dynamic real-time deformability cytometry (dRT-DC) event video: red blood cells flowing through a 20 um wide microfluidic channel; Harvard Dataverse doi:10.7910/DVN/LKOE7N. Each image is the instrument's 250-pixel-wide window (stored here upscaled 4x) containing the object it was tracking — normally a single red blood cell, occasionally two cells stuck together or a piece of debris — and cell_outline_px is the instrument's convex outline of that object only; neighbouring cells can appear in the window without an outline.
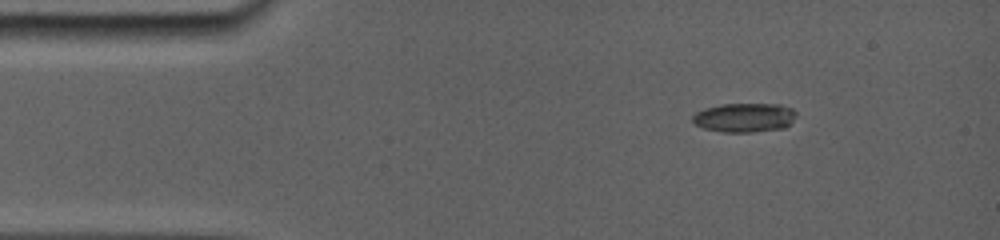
{"species": "common noctule bat (a hibernating species)", "species_latin": "Nyctalus noctula", "temperature_condition": "room temperature", "stored_images_in_passage": 12, "camera_frame_rate_fps": 5000, "um_per_image_px": 0.085, "animal": {"sex": "female", "body_mass_g": 19.0, "forearm_length_mm": 56.7}, "frame": {"image": 1, "passage_image": 1, "time_ms": 0.0, "image_size_px": [1000, 240], "cell_outline_px": [[796, 112], [788, 124], [784, 128], [748, 132], [724, 132], [704, 128], [696, 124], [692, 120], [692, 116], [696, 112], [720, 104], [780, 104], [792, 108]], "centroid_in_image_um": [63.26, 9.98], "position_along_channel_um": 21.7, "area_um2": 17.28}}
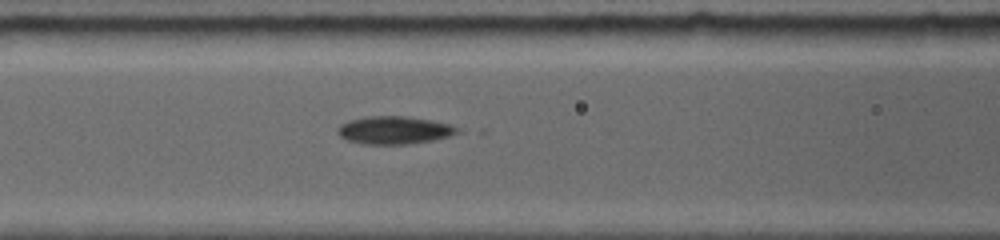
{"frame": {"image": 2, "passage_image": 9, "time_ms": 4.6, "image_size_px": [1000, 240], "cell_outline_px": [[456, 132], [448, 136], [428, 140], [400, 144], [372, 144], [348, 140], [340, 136], [340, 128], [344, 124], [352, 120], [372, 116], [404, 116], [428, 120], [448, 124], [456, 128]], "centroid_in_image_um": [33.5, 11.06], "position_along_channel_um": 133.1, "area_um2": 18.21}}
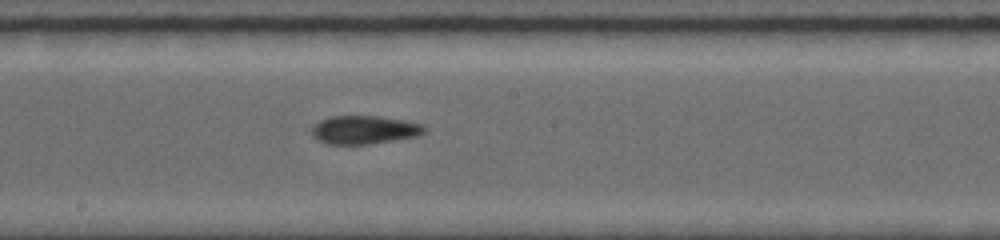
{"frame": {"image": 3, "passage_image": 12, "time_ms": 6.8, "image_size_px": [1000, 240], "cell_outline_px": [[424, 132], [416, 136], [368, 144], [328, 144], [320, 140], [312, 132], [312, 128], [320, 120], [332, 116], [376, 116], [404, 120], [420, 124], [424, 128]], "centroid_in_image_um": [30.95, 11.03], "position_along_channel_um": 217.3, "area_um2": 18.09}}